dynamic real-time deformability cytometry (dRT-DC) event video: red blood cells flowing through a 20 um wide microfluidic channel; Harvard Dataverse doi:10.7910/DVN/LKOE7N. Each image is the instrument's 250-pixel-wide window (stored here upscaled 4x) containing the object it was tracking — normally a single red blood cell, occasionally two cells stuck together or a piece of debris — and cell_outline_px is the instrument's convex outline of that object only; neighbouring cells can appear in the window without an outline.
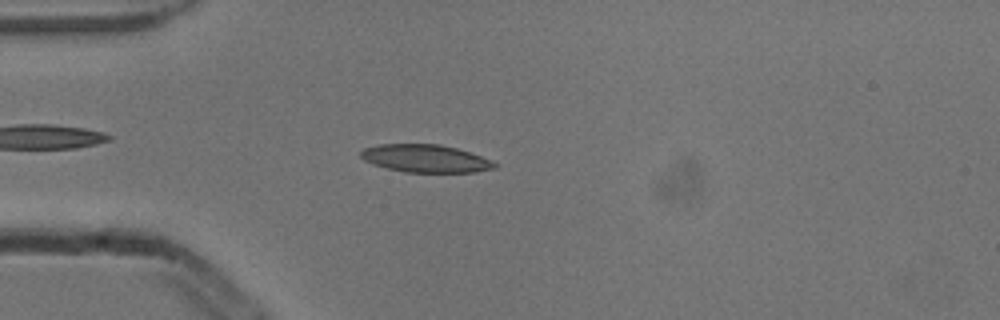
{"species": "common noctule bat (a hibernating species)", "species_latin": "Nyctalus noctula", "temperature_condition": "cold", "stored_images_in_passage": 3, "camera_frame_rate_fps": 3000, "um_per_image_px": 0.085, "animal": {"sex": "male", "body_mass_g": 13.3}, "frame": {"image": 1, "passage_image": 3, "time_ms": 0.667, "image_size_px": [1000, 320], "cell_outline_px": [[500, 164], [496, 168], [476, 172], [404, 172], [372, 164], [364, 160], [360, 156], [360, 152], [364, 148], [380, 144], [440, 144], [456, 148], [492, 160]], "centroid_in_image_um": [36.18, 13.47], "position_along_channel_um": 48.8, "area_um2": 21.68}}